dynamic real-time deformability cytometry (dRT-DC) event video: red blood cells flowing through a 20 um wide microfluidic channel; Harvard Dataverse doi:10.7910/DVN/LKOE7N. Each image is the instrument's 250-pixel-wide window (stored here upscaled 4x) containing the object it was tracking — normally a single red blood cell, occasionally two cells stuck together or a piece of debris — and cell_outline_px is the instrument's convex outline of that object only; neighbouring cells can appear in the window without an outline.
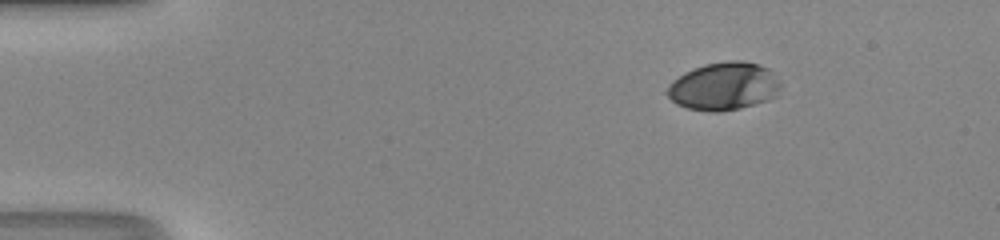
{"species": "human", "species_latin": "Homo sapiens", "temperature_condition": "room temperature", "stored_images_in_passage": 32, "camera_frame_rate_fps": 3000, "um_per_image_px": 0.085, "donor": {"sex": "male"}, "frame": {"image": 1, "passage_image": 1, "time_ms": 0.0, "image_size_px": [1000, 240], "cell_outline_px": [[752, 64], [740, 104], [728, 108], [696, 108], [684, 104], [676, 100], [676, 84], [684, 76], [700, 68], [716, 64]], "centroid_in_image_um": [60.68, 7.33], "position_along_channel_um": 24.3, "area_um2": 19.31}}
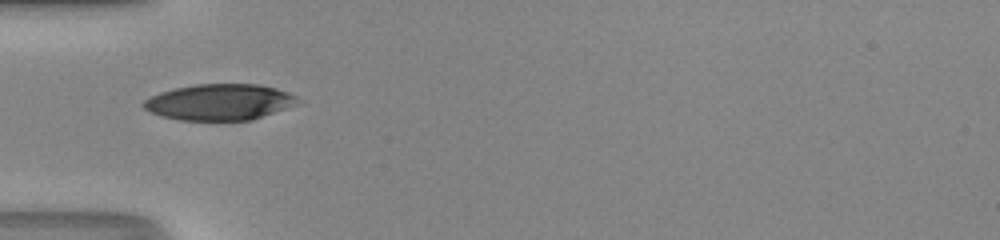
{"frame": {"image": 2, "passage_image": 11, "time_ms": 3.333, "image_size_px": [1000, 240], "cell_outline_px": [[276, 92], [260, 112], [252, 116], [228, 120], [208, 120], [180, 116], [172, 92], [192, 88], [224, 84], [268, 88]], "centroid_in_image_um": [18.87, 8.65], "position_along_channel_um": 66.1, "area_um2": 20.63}}
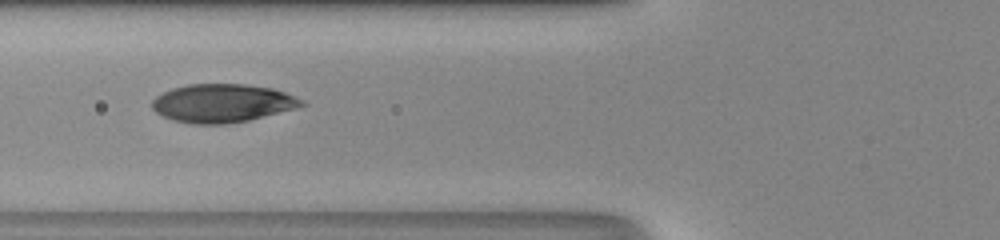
{"frame": {"image": 3, "passage_image": 14, "time_ms": 4.333, "image_size_px": [1000, 240], "cell_outline_px": [[284, 96], [264, 112], [252, 116], [232, 120], [196, 120], [192, 116], [192, 88], [252, 88], [276, 92]], "centroid_in_image_um": [19.63, 8.75], "position_along_channel_um": 106.2, "area_um2": 17.4}}